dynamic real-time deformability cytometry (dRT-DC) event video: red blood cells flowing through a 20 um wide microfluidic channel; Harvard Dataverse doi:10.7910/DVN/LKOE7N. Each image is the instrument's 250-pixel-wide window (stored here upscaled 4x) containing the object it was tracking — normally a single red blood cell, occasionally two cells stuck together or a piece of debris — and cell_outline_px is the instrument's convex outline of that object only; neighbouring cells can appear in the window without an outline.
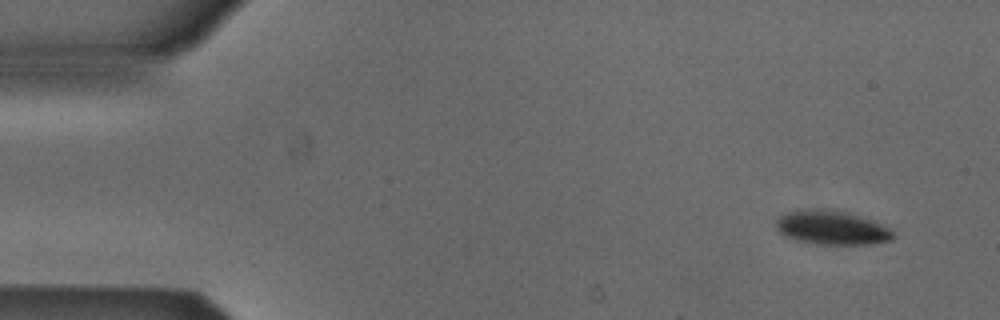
{"species": "Egyptian fruit bat (a non-hibernating species)", "species_latin": "Rousettus aegyptiacus", "temperature_condition": "cold", "stored_images_in_passage": 50, "camera_frame_rate_fps": 3000, "um_per_image_px": 0.085, "animal": {"sex": "male"}, "frame": {"image": 1, "passage_image": 1, "time_ms": 0.0, "image_size_px": [1000, 320], "cell_outline_px": [[896, 236], [892, 240], [872, 244], [816, 244], [796, 240], [784, 236], [776, 228], [776, 220], [780, 216], [788, 212], [816, 208], [832, 208], [848, 212], [880, 224], [888, 228]], "centroid_in_image_um": [70.69, 19.35], "position_along_channel_um": 14.3, "area_um2": 23.24}}
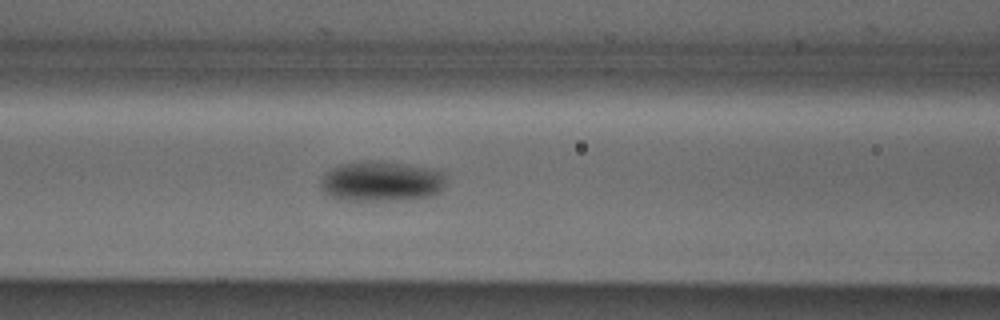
{"frame": {"image": 2, "passage_image": 19, "time_ms": 6.0, "image_size_px": [1000, 320], "cell_outline_px": [[444, 188], [440, 192], [432, 196], [396, 200], [348, 200], [328, 196], [320, 188], [320, 180], [332, 168], [340, 164], [360, 160], [380, 160], [424, 168], [444, 172]], "centroid_in_image_um": [32.38, 15.41], "position_along_channel_um": 134.2, "area_um2": 29.36}}
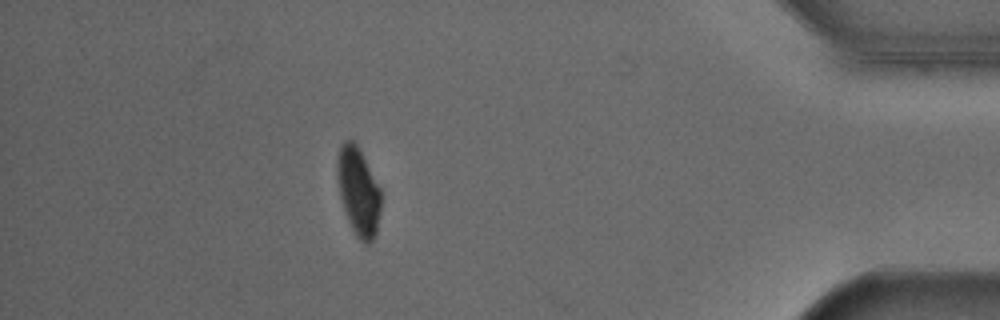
{"frame": {"image": 3, "passage_image": 44, "time_ms": 14.333, "image_size_px": [1000, 320], "cell_outline_px": [[380, 212], [376, 232], [372, 240], [368, 244], [364, 244], [356, 236], [348, 220], [340, 196], [336, 172], [336, 160], [340, 148], [344, 140], [352, 140], [356, 144], [380, 188]], "centroid_in_image_um": [30.44, 16.28], "position_along_channel_um": 404.8, "area_um2": 22.08}, "authors_computed_cell_mechanics": {"area_um2": 25.1141, "velocity_mm_per_s": 3.845, "shape_relaxation_time_tau1_ms": 2.1269, "shape_relaxation_time_tau2_ms": 6.1567, "deformation_change_tau1": 0.0977, "deformation_change_tau2": 0.0497}}